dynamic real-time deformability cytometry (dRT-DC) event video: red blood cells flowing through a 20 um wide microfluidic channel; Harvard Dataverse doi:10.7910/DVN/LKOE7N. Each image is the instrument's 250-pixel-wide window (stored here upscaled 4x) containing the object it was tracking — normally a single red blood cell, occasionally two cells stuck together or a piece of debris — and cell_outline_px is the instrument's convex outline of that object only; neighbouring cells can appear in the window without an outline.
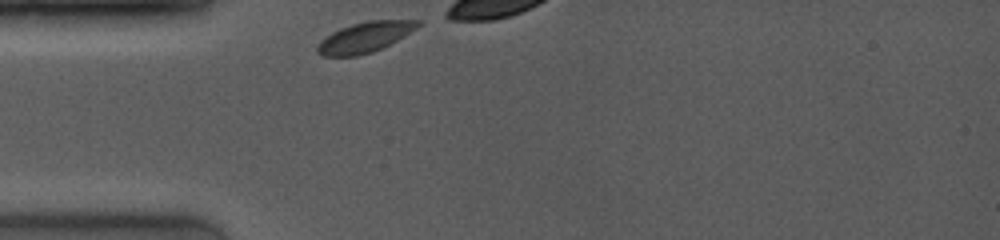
{"species": "common noctule bat (a hibernating species)", "species_latin": "Nyctalus noctula", "temperature_condition": "room temperature", "stored_images_in_passage": 8, "camera_frame_rate_fps": 4000, "um_per_image_px": 0.085, "animal": {"sex": "female", "body_mass_g": 19.0, "forearm_length_mm": 53.3}, "frame": {"image": 1, "passage_image": 1, "time_ms": 0.0, "image_size_px": [1000, 240], "cell_outline_px": [[424, 24], [404, 36], [372, 52], [356, 56], [324, 56], [316, 52], [316, 44], [320, 40], [332, 32], [340, 28], [352, 24], [368, 20], [424, 20]], "centroid_in_image_um": [31.02, 3.15], "position_along_channel_um": 54.0, "area_um2": 17.86}}